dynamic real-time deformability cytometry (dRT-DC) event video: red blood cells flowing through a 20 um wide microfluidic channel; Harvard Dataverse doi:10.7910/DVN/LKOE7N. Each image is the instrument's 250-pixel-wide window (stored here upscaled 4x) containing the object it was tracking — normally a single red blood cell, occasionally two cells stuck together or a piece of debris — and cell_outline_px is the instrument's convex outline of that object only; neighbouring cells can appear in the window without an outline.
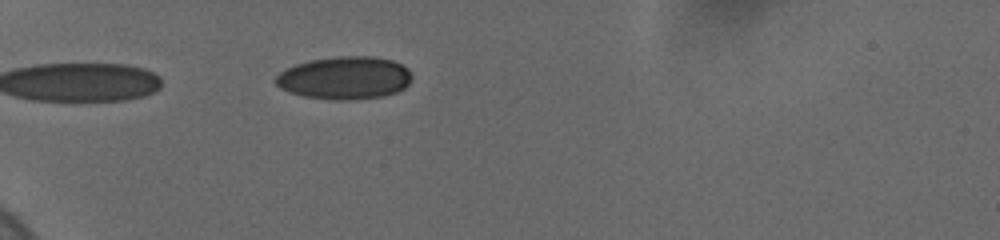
{"species": "human", "species_latin": "Homo sapiens", "temperature_condition": "cold", "stored_images_in_passage": 10, "camera_frame_rate_fps": 3000, "um_per_image_px": 0.085, "donor": {"sex": "female"}, "frame": {"image": 1, "passage_image": 2, "time_ms": 0.333, "image_size_px": [1000, 240], "cell_outline_px": [[412, 80], [404, 88], [396, 92], [384, 96], [352, 100], [332, 100], [304, 96], [288, 92], [280, 88], [272, 80], [280, 72], [296, 64], [312, 60], [340, 56], [372, 56], [392, 60], [408, 68], [412, 76]], "centroid_in_image_um": [29.3, 6.63], "position_along_channel_um": 55.7, "area_um2": 34.1}}